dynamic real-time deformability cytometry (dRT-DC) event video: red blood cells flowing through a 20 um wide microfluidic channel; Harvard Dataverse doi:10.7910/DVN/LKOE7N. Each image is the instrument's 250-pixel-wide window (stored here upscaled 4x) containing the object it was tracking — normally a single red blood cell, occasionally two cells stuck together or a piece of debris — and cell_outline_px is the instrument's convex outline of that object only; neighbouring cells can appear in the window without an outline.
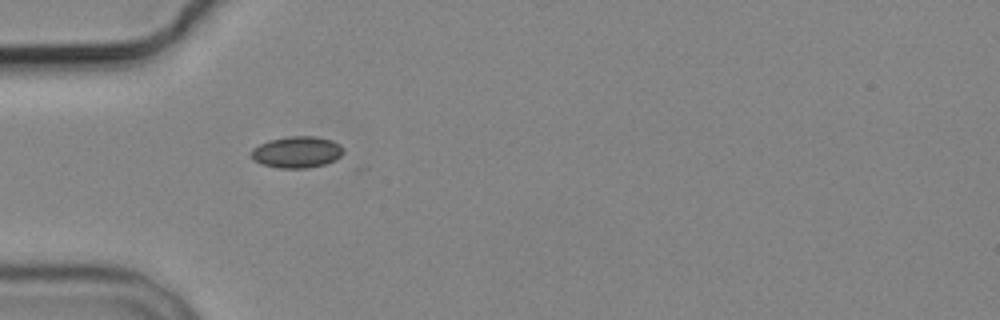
{"species": "common noctule bat (a hibernating species)", "species_latin": "Nyctalus noctula", "temperature_condition": "cold", "stored_images_in_passage": 2, "camera_frame_rate_fps": 3000, "um_per_image_px": 0.085, "animal": {"sex": "male", "body_mass_g": 19.2, "forearm_length_mm": 51.8}, "frame": {"image": 1, "passage_image": 1, "time_ms": 0.0, "image_size_px": [1000, 320], "cell_outline_px": [[344, 152], [336, 160], [324, 164], [308, 168], [280, 168], [260, 164], [252, 160], [252, 148], [268, 140], [288, 136], [316, 136], [332, 140], [340, 144], [344, 148]], "centroid_in_image_um": [25.25, 12.92], "position_along_channel_um": 59.8, "area_um2": 17.11}}
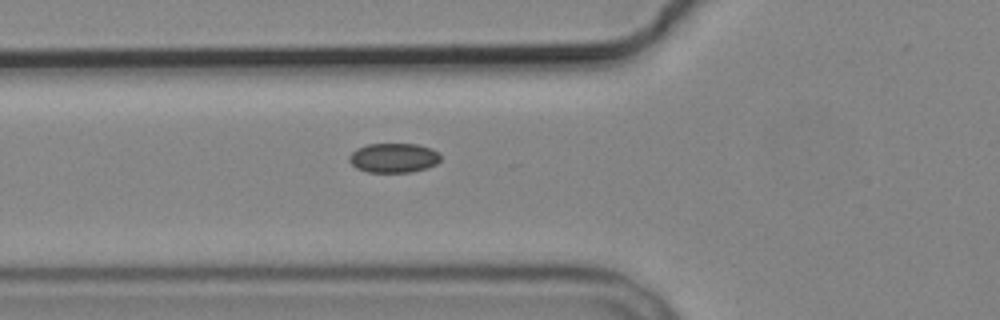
{"frame": {"image": 2, "passage_image": 2, "time_ms": 1.0, "image_size_px": [1000, 320], "cell_outline_px": [[440, 160], [436, 164], [428, 168], [412, 172], [368, 172], [356, 168], [348, 160], [348, 156], [356, 148], [368, 144], [416, 144], [432, 148], [440, 152]], "centroid_in_image_um": [33.47, 13.42], "position_along_channel_um": 92.3, "area_um2": 15.9}}